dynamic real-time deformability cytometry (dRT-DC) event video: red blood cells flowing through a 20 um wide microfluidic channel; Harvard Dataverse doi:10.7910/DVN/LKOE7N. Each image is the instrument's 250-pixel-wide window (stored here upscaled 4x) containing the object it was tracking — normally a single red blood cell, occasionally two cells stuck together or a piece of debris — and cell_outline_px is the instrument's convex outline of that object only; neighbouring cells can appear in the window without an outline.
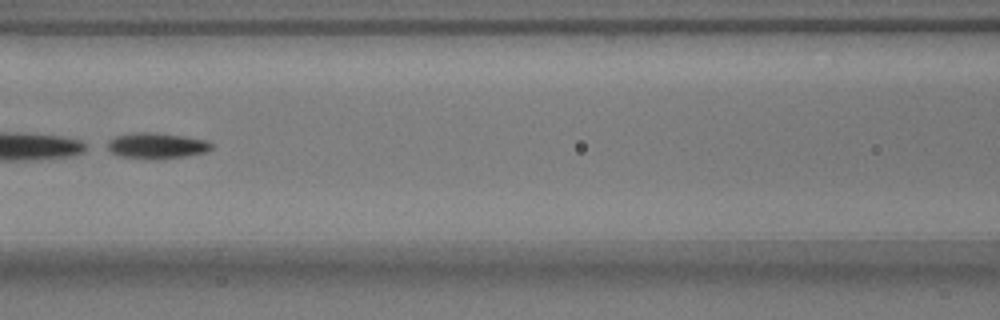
{"species": "common noctule bat (a hibernating species)", "species_latin": "Nyctalus noctula", "temperature_condition": "warm", "stored_images_in_passage": 53, "camera_frame_rate_fps": 3000, "um_per_image_px": 0.085, "animal": {"sex": "male", "body_mass_g": 17.9}, "frame": {"image": 1, "passage_image": 23, "time_ms": 7.333, "image_size_px": [1000, 320], "cell_outline_px": [[212, 148], [204, 152], [184, 156], [120, 156], [104, 148], [108, 140], [116, 136], [132, 132], [156, 132], [184, 136], [204, 140], [212, 144]], "centroid_in_image_um": [13.25, 12.31], "position_along_channel_um": 153.4, "area_um2": 14.85}}